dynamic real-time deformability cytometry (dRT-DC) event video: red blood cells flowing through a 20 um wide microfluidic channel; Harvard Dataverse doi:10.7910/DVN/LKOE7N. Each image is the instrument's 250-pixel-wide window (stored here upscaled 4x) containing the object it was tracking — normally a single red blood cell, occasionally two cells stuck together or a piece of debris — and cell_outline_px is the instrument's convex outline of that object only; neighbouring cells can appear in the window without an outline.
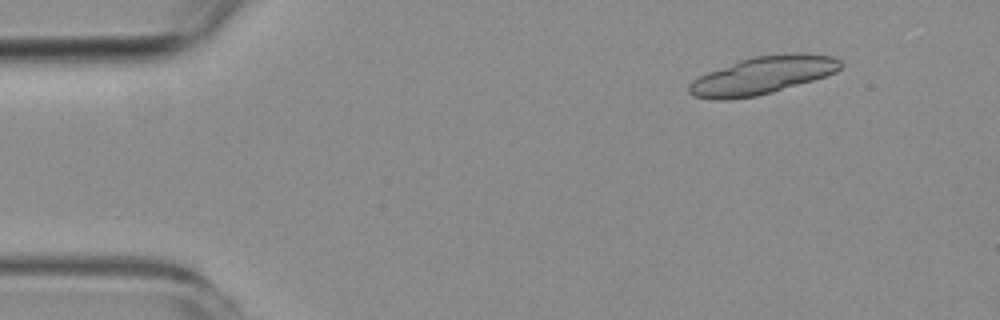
{"species": "common noctule bat (a hibernating species)", "species_latin": "Nyctalus noctula", "temperature_condition": "room temperature", "stored_images_in_passage": 5, "camera_frame_rate_fps": 3000, "um_per_image_px": 0.085, "animal": {"sex": "female", "body_mass_g": 19.3, "forearm_length_mm": 54.1}, "frame": {"image": 1, "passage_image": 2, "time_ms": 1.333, "image_size_px": [1000, 320], "cell_outline_px": [[844, 64], [836, 72], [812, 80], [772, 92], [756, 96], [732, 100], [712, 100], [692, 96], [688, 92], [688, 84], [692, 80], [708, 72], [740, 60], [752, 56], [836, 56]], "centroid_in_image_um": [64.7, 6.47], "position_along_channel_um": 20.3, "area_um2": 32.25}}